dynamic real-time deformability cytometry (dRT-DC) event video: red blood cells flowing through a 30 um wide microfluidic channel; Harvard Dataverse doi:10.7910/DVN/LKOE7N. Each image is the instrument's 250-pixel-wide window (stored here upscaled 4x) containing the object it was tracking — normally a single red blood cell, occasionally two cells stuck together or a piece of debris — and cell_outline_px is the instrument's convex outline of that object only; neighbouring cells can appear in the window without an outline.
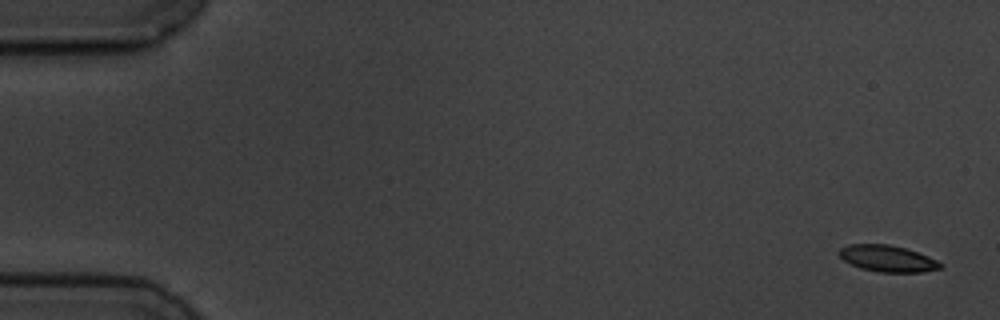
{"species": "common noctule bat (a hibernating species)", "species_latin": "Nyctalus noctula", "temperature_condition": "cold", "stored_images_in_passage": 7, "camera_frame_rate_fps": 3000, "um_per_image_px": 0.085, "animal": {"sex": "male", "body_mass_g": 19.5, "forearm_length_mm": 54.6}, "frame": {"image": 1, "passage_image": 1, "time_ms": 0.0, "image_size_px": [1000, 320], "cell_outline_px": [[944, 268], [924, 272], [880, 272], [860, 268], [844, 260], [836, 252], [840, 248], [848, 244], [888, 244], [904, 248], [928, 256], [944, 264]], "centroid_in_image_um": [75.45, 21.98], "position_along_channel_um": 9.5, "area_um2": 15.66}}
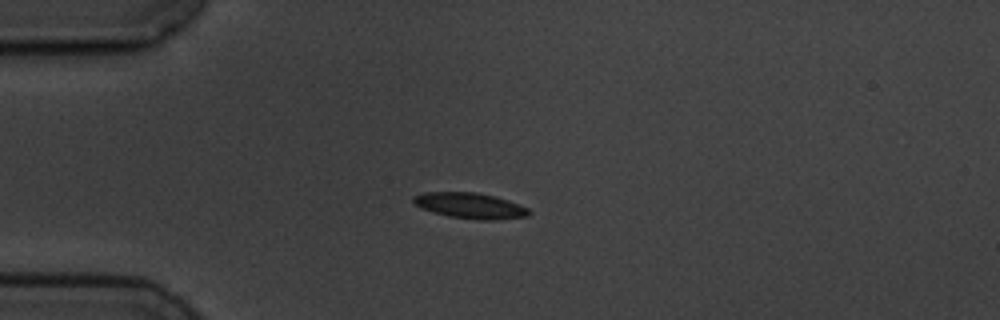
{"frame": {"image": 2, "passage_image": 5, "time_ms": 4.333, "image_size_px": [1000, 320], "cell_outline_px": [[532, 212], [528, 216], [500, 220], [480, 220], [448, 216], [432, 212], [420, 208], [412, 204], [412, 196], [424, 192], [476, 192], [496, 196], [508, 200], [528, 208]], "centroid_in_image_um": [39.94, 17.48], "position_along_channel_um": 45.1, "area_um2": 17.63}}
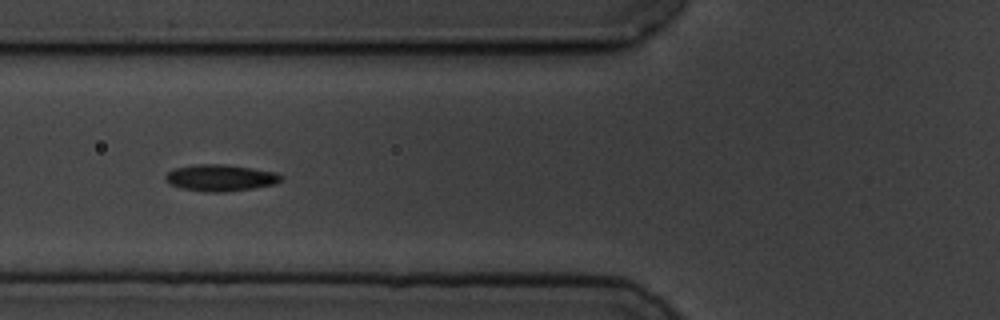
{"frame": {"image": 3, "passage_image": 7, "time_ms": 6.667, "image_size_px": [1000, 320], "cell_outline_px": [[284, 176], [276, 184], [252, 188], [224, 192], [204, 192], [184, 188], [168, 184], [164, 180], [164, 176], [168, 172], [176, 168], [192, 164], [224, 164], [252, 168], [276, 172]], "centroid_in_image_um": [18.72, 15.11], "position_along_channel_um": 107.1, "area_um2": 17.98}}